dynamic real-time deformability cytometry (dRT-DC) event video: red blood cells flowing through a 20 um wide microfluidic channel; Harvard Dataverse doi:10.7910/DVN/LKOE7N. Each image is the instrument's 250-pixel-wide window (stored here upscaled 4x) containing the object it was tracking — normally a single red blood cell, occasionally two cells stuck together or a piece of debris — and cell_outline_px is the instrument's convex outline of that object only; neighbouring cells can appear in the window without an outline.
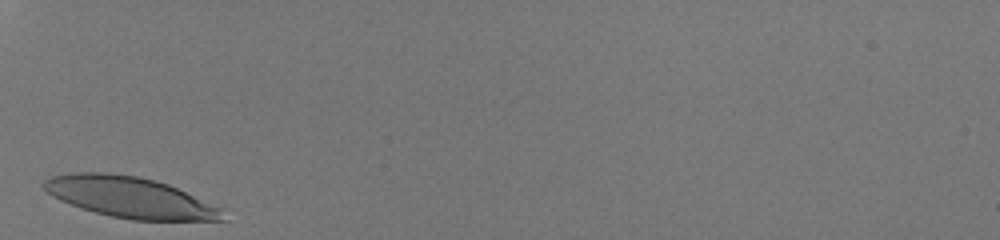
{"species": "human", "species_latin": "Homo sapiens", "temperature_condition": "room temperature", "stored_images_in_passage": 25, "camera_frame_rate_fps": 3000, "um_per_image_px": 0.085, "donor": {"sex": "male"}, "frame": {"image": 1, "passage_image": 1, "time_ms": 0.0, "image_size_px": [1000, 240], "cell_outline_px": [[228, 220], [132, 220], [112, 216], [80, 208], [60, 200], [52, 196], [44, 188], [44, 180], [52, 176], [72, 172], [108, 172], [136, 176], [156, 180], [168, 184], [224, 208]], "centroid_in_image_um": [11.1, 16.77], "position_along_channel_um": 73.9, "area_um2": 42.77}}
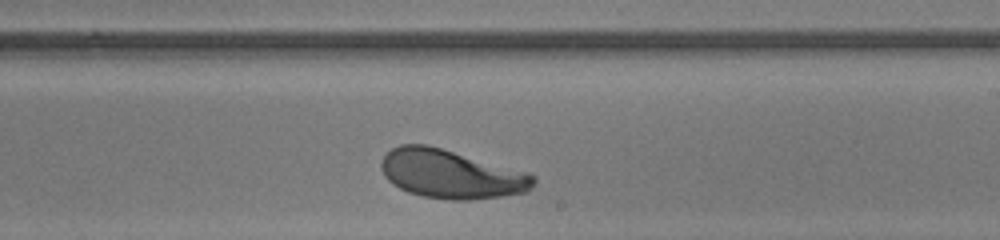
{"frame": {"image": 2, "passage_image": 15, "time_ms": 4.667, "image_size_px": [1000, 240], "cell_outline_px": [[536, 180], [532, 188], [528, 192], [500, 196], [468, 200], [448, 200], [420, 196], [408, 192], [392, 184], [384, 176], [380, 168], [380, 160], [392, 148], [400, 144], [428, 144], [532, 172], [536, 176]], "centroid_in_image_um": [38.37, 14.79], "position_along_channel_um": 250.6, "area_um2": 44.04}}
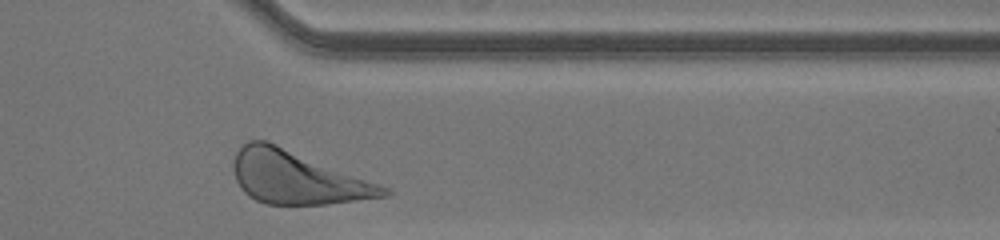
{"frame": {"image": 3, "passage_image": 25, "time_ms": 8.0, "image_size_px": [1000, 240], "cell_outline_px": [[392, 192], [388, 196], [328, 204], [264, 204], [248, 196], [240, 188], [236, 180], [232, 168], [232, 164], [236, 152], [248, 140], [268, 140], [388, 188]], "centroid_in_image_um": [25.19, 15.09], "position_along_channel_um": 386.2, "area_um2": 46.07}, "authors_computed_cell_mechanics": {"area_um2": 42.7142, "velocity_mm_per_s": 4.0323, "shape_relaxation_time_tau1_ms": 1.7606, "shape_relaxation_time_tau2_ms": null, "deformation_change_tau1": 0.148, "deformation_change_tau2": null}}